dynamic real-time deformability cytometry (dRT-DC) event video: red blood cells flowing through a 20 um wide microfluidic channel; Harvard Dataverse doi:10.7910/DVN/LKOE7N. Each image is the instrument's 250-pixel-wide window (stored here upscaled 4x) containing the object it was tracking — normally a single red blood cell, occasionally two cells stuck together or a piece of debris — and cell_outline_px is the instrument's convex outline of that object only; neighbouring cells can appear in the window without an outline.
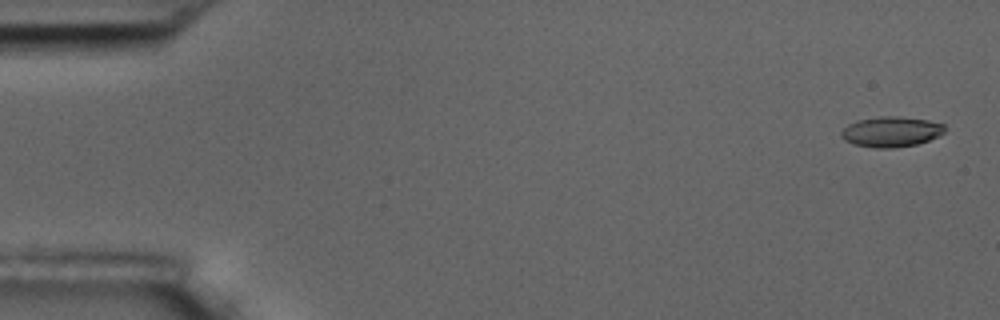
{"species": "common noctule bat (a hibernating species)", "species_latin": "Nyctalus noctula", "temperature_condition": "room temperature", "stored_images_in_passage": 5, "camera_frame_rate_fps": 3000, "um_per_image_px": 0.085, "animal": {"sex": "male", "body_mass_g": 17.5, "forearm_length_mm": 52.3}, "frame": {"image": 1, "passage_image": 1, "time_ms": 0.0, "image_size_px": [1000, 320], "cell_outline_px": [[944, 132], [928, 140], [916, 144], [892, 148], [876, 148], [852, 144], [844, 140], [840, 136], [840, 132], [848, 124], [856, 120], [880, 116], [896, 116], [928, 120], [944, 124]], "centroid_in_image_um": [75.69, 11.19], "position_along_channel_um": 9.3, "area_um2": 18.26}}
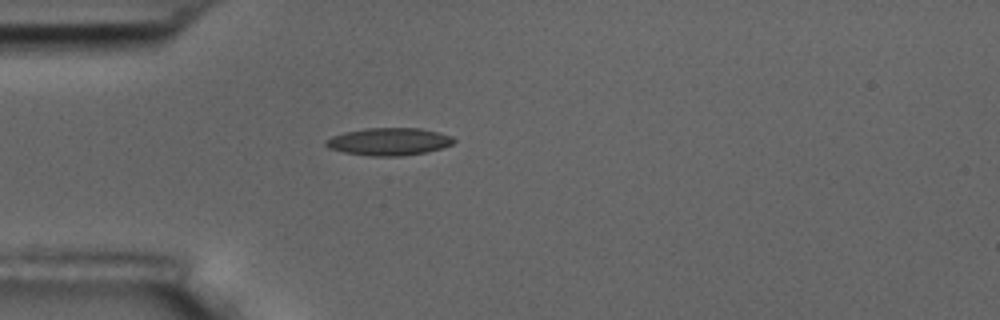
{"frame": {"image": 2, "passage_image": 5, "time_ms": 4.667, "image_size_px": [1000, 320], "cell_outline_px": [[456, 140], [452, 144], [440, 148], [424, 152], [400, 156], [372, 156], [344, 152], [328, 148], [324, 144], [324, 140], [332, 136], [344, 132], [364, 128], [420, 128], [452, 136]], "centroid_in_image_um": [33.01, 12.03], "position_along_channel_um": 52.0, "area_um2": 20.4}}